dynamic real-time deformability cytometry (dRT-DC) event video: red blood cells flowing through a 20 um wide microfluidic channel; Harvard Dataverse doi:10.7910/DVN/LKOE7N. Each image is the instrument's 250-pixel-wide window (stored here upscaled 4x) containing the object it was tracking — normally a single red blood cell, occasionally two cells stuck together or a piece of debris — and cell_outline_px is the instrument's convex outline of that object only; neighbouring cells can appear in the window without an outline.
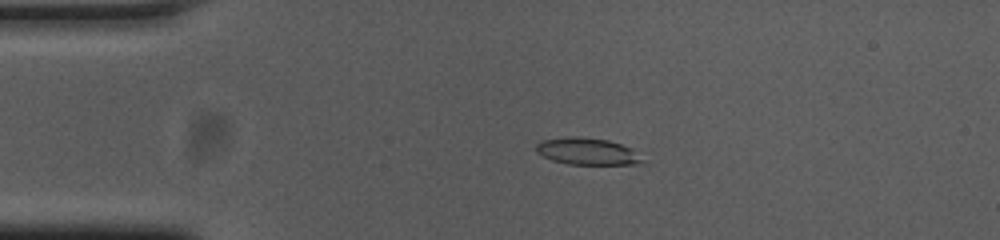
{"species": "common noctule bat (a hibernating species)", "species_latin": "Nyctalus noctula", "temperature_condition": "cold", "stored_images_in_passage": 41, "camera_frame_rate_fps": 3000, "um_per_image_px": 0.085, "animal": {"sex": "female", "body_mass_g": 23.0, "forearm_length_mm": 53.4}, "frame": {"image": 1, "passage_image": 6, "time_ms": 1.667, "image_size_px": [1000, 240], "cell_outline_px": [[640, 160], [632, 164], [568, 164], [552, 160], [536, 152], [536, 144], [540, 140], [576, 136], [608, 140], [620, 144], [628, 148]], "centroid_in_image_um": [49.76, 12.85], "position_along_channel_um": 35.2, "area_um2": 15.95}}
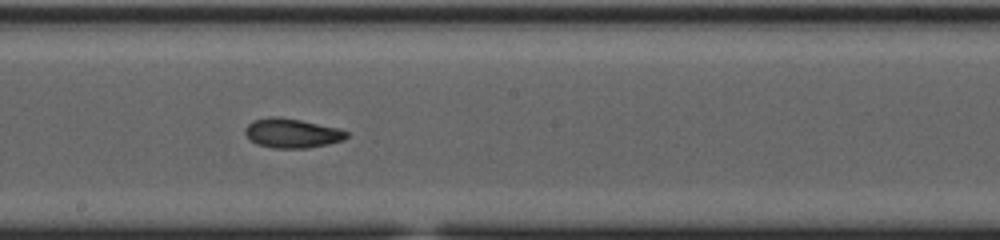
{"frame": {"image": 2, "passage_image": 24, "time_ms": 7.667, "image_size_px": [1000, 240], "cell_outline_px": [[348, 136], [344, 140], [328, 144], [308, 148], [272, 148], [256, 144], [244, 132], [244, 128], [252, 120], [272, 116], [276, 116], [300, 120], [336, 128], [348, 132]], "centroid_in_image_um": [24.79, 11.32], "position_along_channel_um": 223.4, "area_um2": 17.28}}
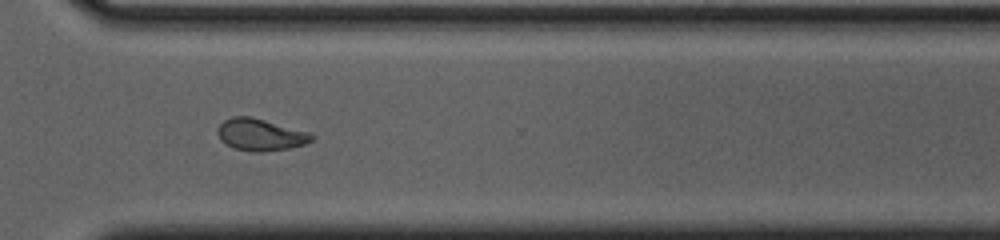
{"frame": {"image": 3, "passage_image": 34, "time_ms": 11.0, "image_size_px": [1000, 240], "cell_outline_px": [[316, 136], [312, 140], [304, 144], [288, 148], [260, 152], [252, 152], [232, 148], [224, 144], [220, 140], [216, 132], [216, 128], [224, 120], [232, 116], [252, 116], [308, 132]], "centroid_in_image_um": [22.07, 11.44], "position_along_channel_um": 348.5, "area_um2": 17.69}, "authors_computed_cell_mechanics": {"area_um2": 17.3978, "velocity_mm_per_s": 3.7486, "shape_relaxation_time_tau1_ms": 8.5104, "shape_relaxation_time_tau2_ms": 2.9464, "deformation_change_tau1": 0.2198, "deformation_change_tau2": 0.0914}}